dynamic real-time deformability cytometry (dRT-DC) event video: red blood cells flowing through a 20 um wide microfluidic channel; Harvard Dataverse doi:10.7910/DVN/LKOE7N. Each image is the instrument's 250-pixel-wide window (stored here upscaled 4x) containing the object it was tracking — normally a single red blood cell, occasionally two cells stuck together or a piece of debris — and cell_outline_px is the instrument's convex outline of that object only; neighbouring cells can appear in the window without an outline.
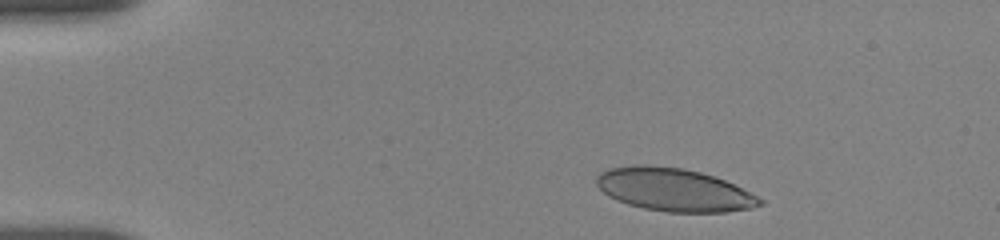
{"species": "human", "species_latin": "Homo sapiens", "temperature_condition": "room temperature", "stored_images_in_passage": 12, "camera_frame_rate_fps": 3000, "um_per_image_px": 0.085, "donor": {"sex": "female"}, "frame": {"image": 1, "passage_image": 1, "time_ms": 0.0, "image_size_px": [1000, 240], "cell_outline_px": [[764, 204], [752, 208], [728, 212], [668, 212], [644, 208], [628, 204], [616, 200], [608, 196], [596, 184], [596, 176], [600, 172], [608, 168], [636, 164], [644, 164], [680, 168], [700, 172], [724, 180], [764, 200]], "centroid_in_image_um": [57.25, 16.13], "position_along_channel_um": 27.8, "area_um2": 40.75}}
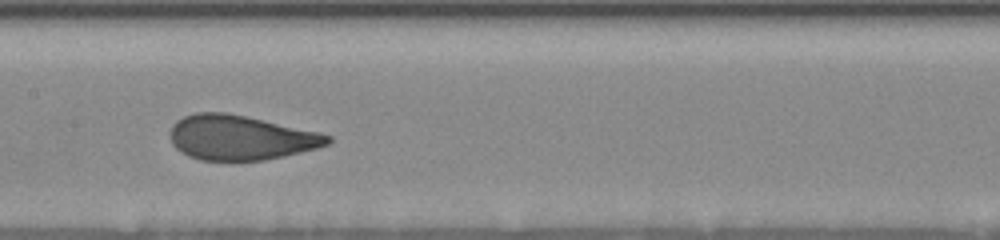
{"frame": {"image": 2, "passage_image": 7, "time_ms": 6.333, "image_size_px": [1000, 240], "cell_outline_px": [[332, 140], [328, 144], [316, 148], [284, 156], [264, 160], [232, 164], [200, 160], [188, 156], [180, 152], [172, 144], [172, 124], [176, 120], [184, 116], [196, 112], [228, 112], [320, 132], [332, 136]], "centroid_in_image_um": [20.43, 11.73], "position_along_channel_um": 187.0, "area_um2": 41.96}}
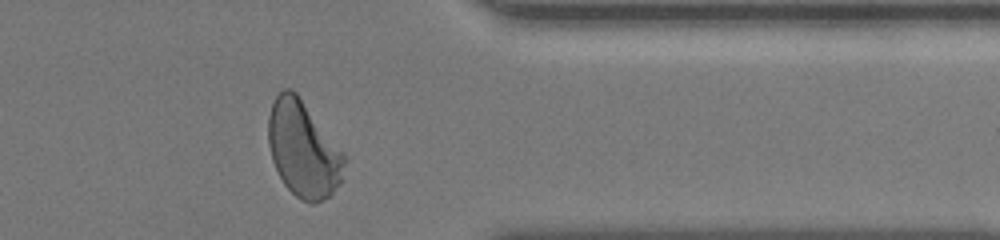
{"frame": {"image": 3, "passage_image": 12, "time_ms": 12.0, "image_size_px": [1000, 240], "cell_outline_px": [[344, 164], [340, 184], [324, 200], [312, 204], [308, 204], [300, 200], [284, 184], [272, 160], [268, 144], [268, 116], [272, 104], [276, 96], [284, 88], [292, 88], [296, 92], [344, 152]], "centroid_in_image_um": [25.76, 12.69], "position_along_channel_um": 385.6, "area_um2": 42.43}, "authors_computed_cell_mechanics": {"area_um2": 41.5871, "velocity_mm_per_s": 3.6648, "shape_relaxation_time_tau1_ms": 2.3779, "shape_relaxation_time_tau2_ms": null, "deformation_change_tau1": 0.1178, "deformation_change_tau2": null}}